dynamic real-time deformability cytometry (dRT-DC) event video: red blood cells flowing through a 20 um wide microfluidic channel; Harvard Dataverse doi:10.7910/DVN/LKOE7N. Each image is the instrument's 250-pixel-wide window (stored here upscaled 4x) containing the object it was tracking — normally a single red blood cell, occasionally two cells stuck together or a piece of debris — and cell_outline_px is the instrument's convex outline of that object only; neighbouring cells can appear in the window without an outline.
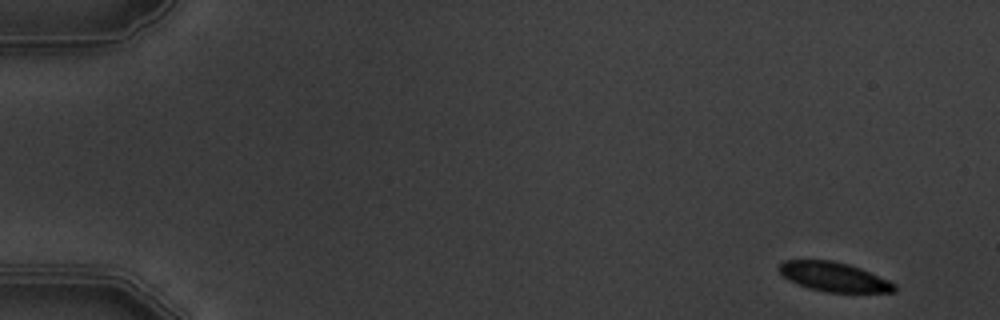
{"species": "common noctule bat (a hibernating species)", "species_latin": "Nyctalus noctula", "temperature_condition": "warm", "stored_images_in_passage": 5, "camera_frame_rate_fps": 3000, "um_per_image_px": 0.085, "animal": {"sex": "male", "body_mass_g": 19.5, "forearm_length_mm": 54.6}, "frame": {"image": 1, "passage_image": 1, "time_ms": 0.0, "image_size_px": [1000, 320], "cell_outline_px": [[896, 292], [828, 292], [808, 288], [788, 280], [776, 268], [784, 260], [832, 260], [848, 264], [860, 268], [888, 280], [896, 284]], "centroid_in_image_um": [70.86, 23.53], "position_along_channel_um": 14.1, "area_um2": 19.65}}
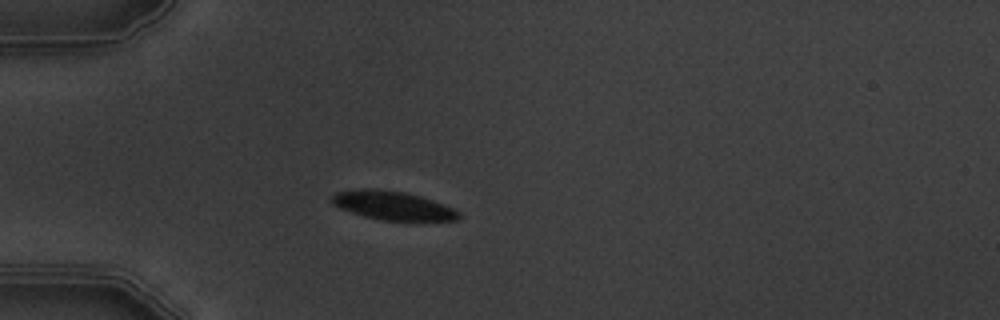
{"frame": {"image": 2, "passage_image": 4, "time_ms": 4.333, "image_size_px": [1000, 320], "cell_outline_px": [[460, 220], [384, 220], [364, 216], [340, 208], [332, 204], [332, 196], [336, 192], [360, 188], [376, 188], [404, 192], [420, 196], [444, 204], [460, 212]], "centroid_in_image_um": [33.37, 17.45], "position_along_channel_um": 51.6, "area_um2": 21.1}}